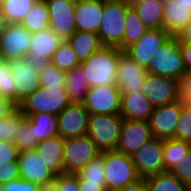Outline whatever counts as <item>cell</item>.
<instances>
[{"instance_id":"cell-4","label":"cell","mask_w":191,"mask_h":191,"mask_svg":"<svg viewBox=\"0 0 191 191\" xmlns=\"http://www.w3.org/2000/svg\"><path fill=\"white\" fill-rule=\"evenodd\" d=\"M146 69L152 75L181 80V77L186 73V68L175 36H170L155 52Z\"/></svg>"},{"instance_id":"cell-15","label":"cell","mask_w":191,"mask_h":191,"mask_svg":"<svg viewBox=\"0 0 191 191\" xmlns=\"http://www.w3.org/2000/svg\"><path fill=\"white\" fill-rule=\"evenodd\" d=\"M153 137L148 121L124 119L115 150L131 156L139 147Z\"/></svg>"},{"instance_id":"cell-51","label":"cell","mask_w":191,"mask_h":191,"mask_svg":"<svg viewBox=\"0 0 191 191\" xmlns=\"http://www.w3.org/2000/svg\"><path fill=\"white\" fill-rule=\"evenodd\" d=\"M115 191H149L145 179H140L135 183L127 185L123 188L117 189Z\"/></svg>"},{"instance_id":"cell-35","label":"cell","mask_w":191,"mask_h":191,"mask_svg":"<svg viewBox=\"0 0 191 191\" xmlns=\"http://www.w3.org/2000/svg\"><path fill=\"white\" fill-rule=\"evenodd\" d=\"M76 174L79 176V181L99 183V186H106L104 151L87 163L86 166Z\"/></svg>"},{"instance_id":"cell-32","label":"cell","mask_w":191,"mask_h":191,"mask_svg":"<svg viewBox=\"0 0 191 191\" xmlns=\"http://www.w3.org/2000/svg\"><path fill=\"white\" fill-rule=\"evenodd\" d=\"M148 29L138 17L132 6L128 8L125 31L123 35V51L131 44L137 42Z\"/></svg>"},{"instance_id":"cell-50","label":"cell","mask_w":191,"mask_h":191,"mask_svg":"<svg viewBox=\"0 0 191 191\" xmlns=\"http://www.w3.org/2000/svg\"><path fill=\"white\" fill-rule=\"evenodd\" d=\"M16 107L14 103L0 96V118L7 117Z\"/></svg>"},{"instance_id":"cell-41","label":"cell","mask_w":191,"mask_h":191,"mask_svg":"<svg viewBox=\"0 0 191 191\" xmlns=\"http://www.w3.org/2000/svg\"><path fill=\"white\" fill-rule=\"evenodd\" d=\"M183 184L191 187V147L170 170Z\"/></svg>"},{"instance_id":"cell-33","label":"cell","mask_w":191,"mask_h":191,"mask_svg":"<svg viewBox=\"0 0 191 191\" xmlns=\"http://www.w3.org/2000/svg\"><path fill=\"white\" fill-rule=\"evenodd\" d=\"M50 62L64 72H70L81 63L77 54L67 40H63Z\"/></svg>"},{"instance_id":"cell-45","label":"cell","mask_w":191,"mask_h":191,"mask_svg":"<svg viewBox=\"0 0 191 191\" xmlns=\"http://www.w3.org/2000/svg\"><path fill=\"white\" fill-rule=\"evenodd\" d=\"M19 149L12 142H0V165L5 162L18 161Z\"/></svg>"},{"instance_id":"cell-36","label":"cell","mask_w":191,"mask_h":191,"mask_svg":"<svg viewBox=\"0 0 191 191\" xmlns=\"http://www.w3.org/2000/svg\"><path fill=\"white\" fill-rule=\"evenodd\" d=\"M25 118L22 111L16 107L7 117L0 118V142L7 141L14 143L17 127Z\"/></svg>"},{"instance_id":"cell-47","label":"cell","mask_w":191,"mask_h":191,"mask_svg":"<svg viewBox=\"0 0 191 191\" xmlns=\"http://www.w3.org/2000/svg\"><path fill=\"white\" fill-rule=\"evenodd\" d=\"M23 61L26 65L29 67L35 69L36 71L40 72L45 68V66L50 63L48 59H45L43 57H37L35 54L27 53L23 57Z\"/></svg>"},{"instance_id":"cell-34","label":"cell","mask_w":191,"mask_h":191,"mask_svg":"<svg viewBox=\"0 0 191 191\" xmlns=\"http://www.w3.org/2000/svg\"><path fill=\"white\" fill-rule=\"evenodd\" d=\"M191 144L177 139L163 140V159L165 171H170L174 165L185 155Z\"/></svg>"},{"instance_id":"cell-1","label":"cell","mask_w":191,"mask_h":191,"mask_svg":"<svg viewBox=\"0 0 191 191\" xmlns=\"http://www.w3.org/2000/svg\"><path fill=\"white\" fill-rule=\"evenodd\" d=\"M119 49L117 47L103 46L86 61L82 67L89 87L117 85V65Z\"/></svg>"},{"instance_id":"cell-55","label":"cell","mask_w":191,"mask_h":191,"mask_svg":"<svg viewBox=\"0 0 191 191\" xmlns=\"http://www.w3.org/2000/svg\"><path fill=\"white\" fill-rule=\"evenodd\" d=\"M163 2V0H129L130 3H140V2Z\"/></svg>"},{"instance_id":"cell-13","label":"cell","mask_w":191,"mask_h":191,"mask_svg":"<svg viewBox=\"0 0 191 191\" xmlns=\"http://www.w3.org/2000/svg\"><path fill=\"white\" fill-rule=\"evenodd\" d=\"M148 70L135 62L124 51L119 49V59L117 65V87L121 93L130 94L142 91Z\"/></svg>"},{"instance_id":"cell-53","label":"cell","mask_w":191,"mask_h":191,"mask_svg":"<svg viewBox=\"0 0 191 191\" xmlns=\"http://www.w3.org/2000/svg\"><path fill=\"white\" fill-rule=\"evenodd\" d=\"M39 191H58L56 187V176L53 181L45 183V184H41L39 186Z\"/></svg>"},{"instance_id":"cell-38","label":"cell","mask_w":191,"mask_h":191,"mask_svg":"<svg viewBox=\"0 0 191 191\" xmlns=\"http://www.w3.org/2000/svg\"><path fill=\"white\" fill-rule=\"evenodd\" d=\"M0 96L16 105V89L13 72L7 61L0 59Z\"/></svg>"},{"instance_id":"cell-14","label":"cell","mask_w":191,"mask_h":191,"mask_svg":"<svg viewBox=\"0 0 191 191\" xmlns=\"http://www.w3.org/2000/svg\"><path fill=\"white\" fill-rule=\"evenodd\" d=\"M182 100L154 108L148 120L153 136L160 139H175L177 122L181 115Z\"/></svg>"},{"instance_id":"cell-25","label":"cell","mask_w":191,"mask_h":191,"mask_svg":"<svg viewBox=\"0 0 191 191\" xmlns=\"http://www.w3.org/2000/svg\"><path fill=\"white\" fill-rule=\"evenodd\" d=\"M67 41L77 54L80 63L103 47L97 33L77 30Z\"/></svg>"},{"instance_id":"cell-42","label":"cell","mask_w":191,"mask_h":191,"mask_svg":"<svg viewBox=\"0 0 191 191\" xmlns=\"http://www.w3.org/2000/svg\"><path fill=\"white\" fill-rule=\"evenodd\" d=\"M56 187L58 191H80L79 176L74 173L56 175Z\"/></svg>"},{"instance_id":"cell-26","label":"cell","mask_w":191,"mask_h":191,"mask_svg":"<svg viewBox=\"0 0 191 191\" xmlns=\"http://www.w3.org/2000/svg\"><path fill=\"white\" fill-rule=\"evenodd\" d=\"M35 138L40 142L59 135L58 115L42 112L26 116Z\"/></svg>"},{"instance_id":"cell-54","label":"cell","mask_w":191,"mask_h":191,"mask_svg":"<svg viewBox=\"0 0 191 191\" xmlns=\"http://www.w3.org/2000/svg\"><path fill=\"white\" fill-rule=\"evenodd\" d=\"M8 25V22L2 12L0 11V36L3 34L5 31L6 27Z\"/></svg>"},{"instance_id":"cell-28","label":"cell","mask_w":191,"mask_h":191,"mask_svg":"<svg viewBox=\"0 0 191 191\" xmlns=\"http://www.w3.org/2000/svg\"><path fill=\"white\" fill-rule=\"evenodd\" d=\"M147 29H164L162 2L130 3Z\"/></svg>"},{"instance_id":"cell-39","label":"cell","mask_w":191,"mask_h":191,"mask_svg":"<svg viewBox=\"0 0 191 191\" xmlns=\"http://www.w3.org/2000/svg\"><path fill=\"white\" fill-rule=\"evenodd\" d=\"M67 72L58 69L51 62L39 72L40 84L42 87L65 88Z\"/></svg>"},{"instance_id":"cell-23","label":"cell","mask_w":191,"mask_h":191,"mask_svg":"<svg viewBox=\"0 0 191 191\" xmlns=\"http://www.w3.org/2000/svg\"><path fill=\"white\" fill-rule=\"evenodd\" d=\"M164 30L175 36L191 22V9L177 0H163Z\"/></svg>"},{"instance_id":"cell-7","label":"cell","mask_w":191,"mask_h":191,"mask_svg":"<svg viewBox=\"0 0 191 191\" xmlns=\"http://www.w3.org/2000/svg\"><path fill=\"white\" fill-rule=\"evenodd\" d=\"M64 173H78L101 154L88 135L68 138L64 142Z\"/></svg>"},{"instance_id":"cell-22","label":"cell","mask_w":191,"mask_h":191,"mask_svg":"<svg viewBox=\"0 0 191 191\" xmlns=\"http://www.w3.org/2000/svg\"><path fill=\"white\" fill-rule=\"evenodd\" d=\"M64 142L65 139L58 135L42 140L36 146L43 163L55 175L64 173Z\"/></svg>"},{"instance_id":"cell-24","label":"cell","mask_w":191,"mask_h":191,"mask_svg":"<svg viewBox=\"0 0 191 191\" xmlns=\"http://www.w3.org/2000/svg\"><path fill=\"white\" fill-rule=\"evenodd\" d=\"M62 41L63 39L48 27L44 30L32 33L28 53L35 54L37 57L41 56L50 61Z\"/></svg>"},{"instance_id":"cell-56","label":"cell","mask_w":191,"mask_h":191,"mask_svg":"<svg viewBox=\"0 0 191 191\" xmlns=\"http://www.w3.org/2000/svg\"><path fill=\"white\" fill-rule=\"evenodd\" d=\"M177 1L183 3L184 5H187L191 9V0H177Z\"/></svg>"},{"instance_id":"cell-18","label":"cell","mask_w":191,"mask_h":191,"mask_svg":"<svg viewBox=\"0 0 191 191\" xmlns=\"http://www.w3.org/2000/svg\"><path fill=\"white\" fill-rule=\"evenodd\" d=\"M13 72L16 89V106L41 87L39 72L26 65L23 59H11L8 61Z\"/></svg>"},{"instance_id":"cell-44","label":"cell","mask_w":191,"mask_h":191,"mask_svg":"<svg viewBox=\"0 0 191 191\" xmlns=\"http://www.w3.org/2000/svg\"><path fill=\"white\" fill-rule=\"evenodd\" d=\"M5 191H39V184L23 178H17L3 183Z\"/></svg>"},{"instance_id":"cell-2","label":"cell","mask_w":191,"mask_h":191,"mask_svg":"<svg viewBox=\"0 0 191 191\" xmlns=\"http://www.w3.org/2000/svg\"><path fill=\"white\" fill-rule=\"evenodd\" d=\"M129 0H104L102 22L98 32L103 46L117 47L123 51V35Z\"/></svg>"},{"instance_id":"cell-12","label":"cell","mask_w":191,"mask_h":191,"mask_svg":"<svg viewBox=\"0 0 191 191\" xmlns=\"http://www.w3.org/2000/svg\"><path fill=\"white\" fill-rule=\"evenodd\" d=\"M150 102L156 107L180 100V81L174 78L148 74L142 86Z\"/></svg>"},{"instance_id":"cell-52","label":"cell","mask_w":191,"mask_h":191,"mask_svg":"<svg viewBox=\"0 0 191 191\" xmlns=\"http://www.w3.org/2000/svg\"><path fill=\"white\" fill-rule=\"evenodd\" d=\"M80 191H107L106 186H99V183H87L79 181Z\"/></svg>"},{"instance_id":"cell-37","label":"cell","mask_w":191,"mask_h":191,"mask_svg":"<svg viewBox=\"0 0 191 191\" xmlns=\"http://www.w3.org/2000/svg\"><path fill=\"white\" fill-rule=\"evenodd\" d=\"M34 136L35 134L30 128V122L25 117L17 127L14 145L19 149L20 152L35 150L39 141Z\"/></svg>"},{"instance_id":"cell-16","label":"cell","mask_w":191,"mask_h":191,"mask_svg":"<svg viewBox=\"0 0 191 191\" xmlns=\"http://www.w3.org/2000/svg\"><path fill=\"white\" fill-rule=\"evenodd\" d=\"M170 36L164 29H148L137 42L127 47L124 52L139 65L147 68L155 52Z\"/></svg>"},{"instance_id":"cell-40","label":"cell","mask_w":191,"mask_h":191,"mask_svg":"<svg viewBox=\"0 0 191 191\" xmlns=\"http://www.w3.org/2000/svg\"><path fill=\"white\" fill-rule=\"evenodd\" d=\"M175 139L191 144V104L182 101V110L175 130Z\"/></svg>"},{"instance_id":"cell-57","label":"cell","mask_w":191,"mask_h":191,"mask_svg":"<svg viewBox=\"0 0 191 191\" xmlns=\"http://www.w3.org/2000/svg\"><path fill=\"white\" fill-rule=\"evenodd\" d=\"M0 191H5V190H4V185H3V183H1V182H0Z\"/></svg>"},{"instance_id":"cell-19","label":"cell","mask_w":191,"mask_h":191,"mask_svg":"<svg viewBox=\"0 0 191 191\" xmlns=\"http://www.w3.org/2000/svg\"><path fill=\"white\" fill-rule=\"evenodd\" d=\"M43 162L36 149L20 152L18 164L21 178L39 185L53 181L56 175Z\"/></svg>"},{"instance_id":"cell-46","label":"cell","mask_w":191,"mask_h":191,"mask_svg":"<svg viewBox=\"0 0 191 191\" xmlns=\"http://www.w3.org/2000/svg\"><path fill=\"white\" fill-rule=\"evenodd\" d=\"M180 99L184 103L191 104V70L181 77L180 80Z\"/></svg>"},{"instance_id":"cell-43","label":"cell","mask_w":191,"mask_h":191,"mask_svg":"<svg viewBox=\"0 0 191 191\" xmlns=\"http://www.w3.org/2000/svg\"><path fill=\"white\" fill-rule=\"evenodd\" d=\"M20 169L18 161L5 162L0 165V182L6 183L20 178Z\"/></svg>"},{"instance_id":"cell-8","label":"cell","mask_w":191,"mask_h":191,"mask_svg":"<svg viewBox=\"0 0 191 191\" xmlns=\"http://www.w3.org/2000/svg\"><path fill=\"white\" fill-rule=\"evenodd\" d=\"M137 173L146 179L165 171L163 159V139L153 137L131 155Z\"/></svg>"},{"instance_id":"cell-49","label":"cell","mask_w":191,"mask_h":191,"mask_svg":"<svg viewBox=\"0 0 191 191\" xmlns=\"http://www.w3.org/2000/svg\"><path fill=\"white\" fill-rule=\"evenodd\" d=\"M186 71L191 70V44H179Z\"/></svg>"},{"instance_id":"cell-5","label":"cell","mask_w":191,"mask_h":191,"mask_svg":"<svg viewBox=\"0 0 191 191\" xmlns=\"http://www.w3.org/2000/svg\"><path fill=\"white\" fill-rule=\"evenodd\" d=\"M104 168L107 191H115L141 179L131 156L116 150L104 151Z\"/></svg>"},{"instance_id":"cell-27","label":"cell","mask_w":191,"mask_h":191,"mask_svg":"<svg viewBox=\"0 0 191 191\" xmlns=\"http://www.w3.org/2000/svg\"><path fill=\"white\" fill-rule=\"evenodd\" d=\"M65 81V90L70 103L83 104L90 87L82 67L79 65L67 72Z\"/></svg>"},{"instance_id":"cell-9","label":"cell","mask_w":191,"mask_h":191,"mask_svg":"<svg viewBox=\"0 0 191 191\" xmlns=\"http://www.w3.org/2000/svg\"><path fill=\"white\" fill-rule=\"evenodd\" d=\"M122 95L117 85L91 87L83 102L89 114L114 115L121 112Z\"/></svg>"},{"instance_id":"cell-20","label":"cell","mask_w":191,"mask_h":191,"mask_svg":"<svg viewBox=\"0 0 191 191\" xmlns=\"http://www.w3.org/2000/svg\"><path fill=\"white\" fill-rule=\"evenodd\" d=\"M104 10V0H76L75 18L77 30L99 32Z\"/></svg>"},{"instance_id":"cell-29","label":"cell","mask_w":191,"mask_h":191,"mask_svg":"<svg viewBox=\"0 0 191 191\" xmlns=\"http://www.w3.org/2000/svg\"><path fill=\"white\" fill-rule=\"evenodd\" d=\"M20 24L30 33L50 27L49 10L45 0H37Z\"/></svg>"},{"instance_id":"cell-3","label":"cell","mask_w":191,"mask_h":191,"mask_svg":"<svg viewBox=\"0 0 191 191\" xmlns=\"http://www.w3.org/2000/svg\"><path fill=\"white\" fill-rule=\"evenodd\" d=\"M69 104L70 100L65 88H47L41 86L17 107L26 117L42 112L59 115Z\"/></svg>"},{"instance_id":"cell-6","label":"cell","mask_w":191,"mask_h":191,"mask_svg":"<svg viewBox=\"0 0 191 191\" xmlns=\"http://www.w3.org/2000/svg\"><path fill=\"white\" fill-rule=\"evenodd\" d=\"M123 120L120 114H89L87 135L101 152L115 150Z\"/></svg>"},{"instance_id":"cell-21","label":"cell","mask_w":191,"mask_h":191,"mask_svg":"<svg viewBox=\"0 0 191 191\" xmlns=\"http://www.w3.org/2000/svg\"><path fill=\"white\" fill-rule=\"evenodd\" d=\"M155 106L142 91L122 95L121 112L123 119L148 121Z\"/></svg>"},{"instance_id":"cell-11","label":"cell","mask_w":191,"mask_h":191,"mask_svg":"<svg viewBox=\"0 0 191 191\" xmlns=\"http://www.w3.org/2000/svg\"><path fill=\"white\" fill-rule=\"evenodd\" d=\"M32 33L21 24H8L0 36V59H23L29 52Z\"/></svg>"},{"instance_id":"cell-31","label":"cell","mask_w":191,"mask_h":191,"mask_svg":"<svg viewBox=\"0 0 191 191\" xmlns=\"http://www.w3.org/2000/svg\"><path fill=\"white\" fill-rule=\"evenodd\" d=\"M37 0H3L0 11L8 24H20Z\"/></svg>"},{"instance_id":"cell-48","label":"cell","mask_w":191,"mask_h":191,"mask_svg":"<svg viewBox=\"0 0 191 191\" xmlns=\"http://www.w3.org/2000/svg\"><path fill=\"white\" fill-rule=\"evenodd\" d=\"M179 44H191V22L175 35Z\"/></svg>"},{"instance_id":"cell-30","label":"cell","mask_w":191,"mask_h":191,"mask_svg":"<svg viewBox=\"0 0 191 191\" xmlns=\"http://www.w3.org/2000/svg\"><path fill=\"white\" fill-rule=\"evenodd\" d=\"M145 182L149 191H188L189 189L170 171L147 177Z\"/></svg>"},{"instance_id":"cell-10","label":"cell","mask_w":191,"mask_h":191,"mask_svg":"<svg viewBox=\"0 0 191 191\" xmlns=\"http://www.w3.org/2000/svg\"><path fill=\"white\" fill-rule=\"evenodd\" d=\"M50 17V28L63 40L76 31V0H45Z\"/></svg>"},{"instance_id":"cell-17","label":"cell","mask_w":191,"mask_h":191,"mask_svg":"<svg viewBox=\"0 0 191 191\" xmlns=\"http://www.w3.org/2000/svg\"><path fill=\"white\" fill-rule=\"evenodd\" d=\"M89 112L83 104L70 103L58 115L59 136L63 139L87 135Z\"/></svg>"}]
</instances>
